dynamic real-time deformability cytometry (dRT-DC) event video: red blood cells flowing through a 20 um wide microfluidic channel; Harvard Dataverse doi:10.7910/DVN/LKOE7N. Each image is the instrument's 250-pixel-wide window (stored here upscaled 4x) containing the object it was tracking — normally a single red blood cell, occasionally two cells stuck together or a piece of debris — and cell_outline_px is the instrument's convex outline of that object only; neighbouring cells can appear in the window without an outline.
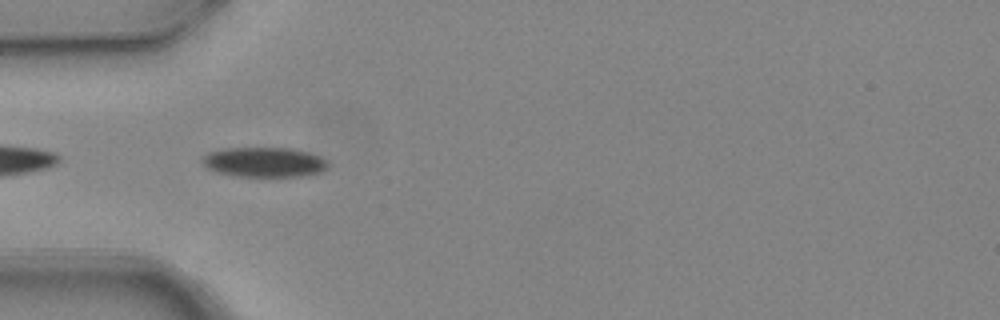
{"species": "common noctule bat (a hibernating species)", "species_latin": "Nyctalus noctula", "temperature_condition": "warm", "stored_images_in_passage": 6, "camera_frame_rate_fps": 3000, "um_per_image_px": 0.085, "animal": {"sex": "female", "body_mass_g": 24.6, "forearm_length_mm": 56.2}, "frame": {"image": 1, "passage_image": 4, "time_ms": 1.0, "image_size_px": [1000, 320], "cell_outline_px": [[328, 168], [320, 172], [308, 176], [232, 176], [216, 172], [208, 168], [200, 160], [208, 152], [224, 148], [292, 148], [308, 152], [320, 156], [328, 164]], "centroid_in_image_um": [22.45, 13.78], "position_along_channel_um": 62.6, "area_um2": 21.96}}
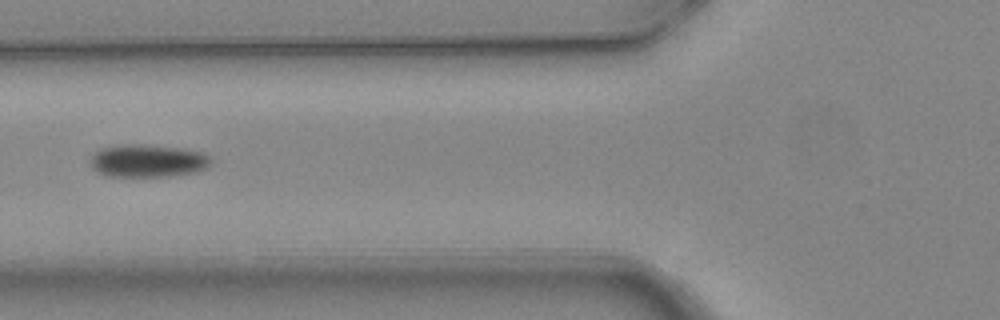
{"frame": {"image": 2, "passage_image": 5, "time_ms": 1.333, "image_size_px": [1000, 320], "cell_outline_px": [[212, 164], [208, 168], [196, 172], [168, 176], [108, 176], [96, 172], [92, 168], [88, 160], [100, 148], [116, 144], [144, 144], [184, 148], [200, 152], [208, 156], [212, 160]], "centroid_in_image_um": [12.54, 13.66], "position_along_channel_um": 113.3, "area_um2": 23.41}}
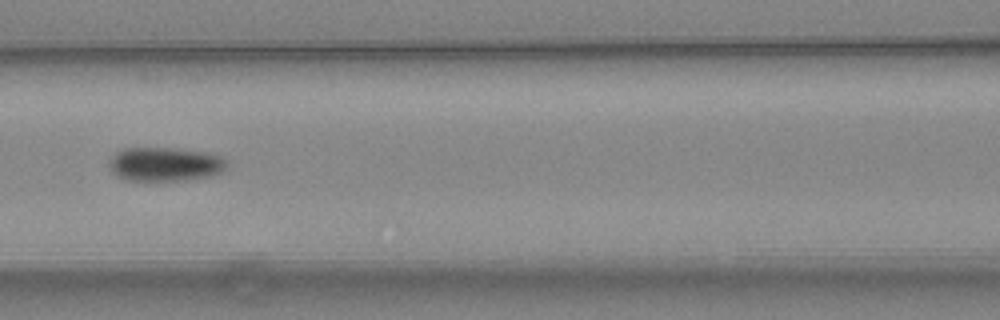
{"frame": {"image": 3, "passage_image": 6, "time_ms": 1.667, "image_size_px": [1000, 320], "cell_outline_px": [[228, 164], [220, 172], [208, 176], [188, 180], [124, 180], [116, 176], [112, 172], [108, 164], [108, 160], [116, 152], [124, 148], [172, 148], [204, 152], [220, 156]], "centroid_in_image_um": [13.96, 13.96], "position_along_channel_um": 152.6, "area_um2": 23.18}}